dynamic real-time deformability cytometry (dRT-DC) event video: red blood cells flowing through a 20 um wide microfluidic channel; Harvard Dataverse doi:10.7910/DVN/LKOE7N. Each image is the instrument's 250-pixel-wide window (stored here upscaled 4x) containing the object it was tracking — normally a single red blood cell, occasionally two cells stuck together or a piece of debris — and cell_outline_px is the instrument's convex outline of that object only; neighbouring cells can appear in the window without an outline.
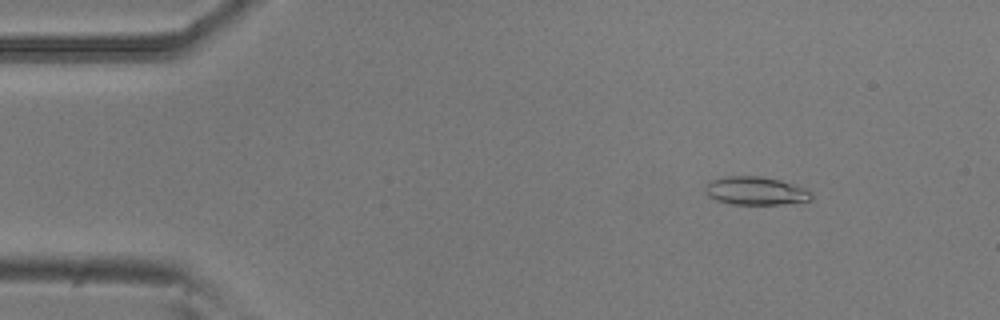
{"species": "common noctule bat (a hibernating species)", "species_latin": "Nyctalus noctula", "temperature_condition": "room temperature", "stored_images_in_passage": 52, "camera_frame_rate_fps": 3000, "um_per_image_px": 0.085, "animal": {"sex": "male", "body_mass_g": 20.5, "forearm_length_mm": 52.5}, "frame": {"image": 1, "passage_image": 6, "time_ms": 1.667, "image_size_px": [1000, 320], "cell_outline_px": [[812, 200], [780, 204], [732, 204], [716, 200], [708, 196], [704, 192], [704, 188], [708, 180], [728, 176], [760, 176], [780, 180], [804, 188], [812, 192]], "centroid_in_image_um": [64.18, 16.22], "position_along_channel_um": 20.8, "area_um2": 17.51}}
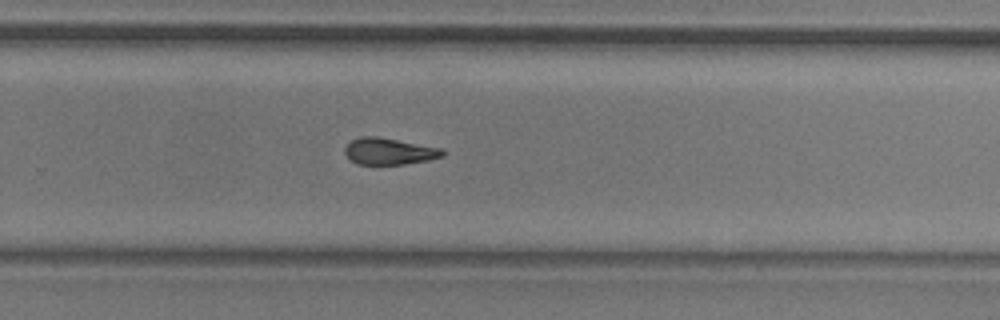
{"frame": {"image": 2, "passage_image": 34, "time_ms": 11.0, "image_size_px": [1000, 320], "cell_outline_px": [[444, 156], [428, 160], [404, 164], [356, 164], [344, 152], [344, 148], [352, 140], [360, 136], [376, 136], [440, 148], [444, 152]], "centroid_in_image_um": [33.05, 12.86], "position_along_channel_um": 296.7, "area_um2": 14.91}}
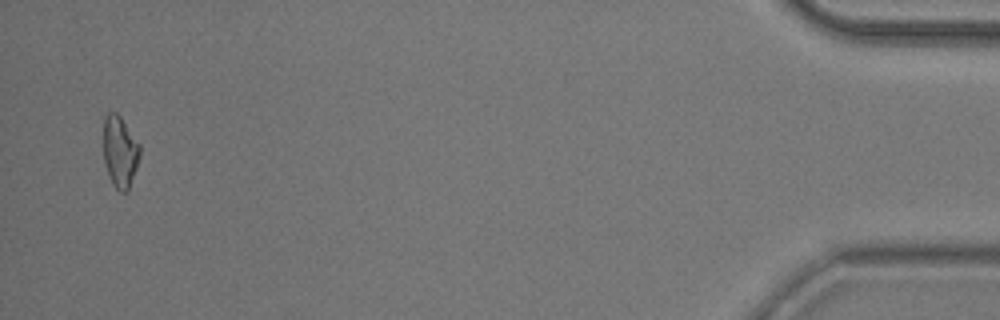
{"frame": {"image": 3, "passage_image": 51, "time_ms": 16.667, "image_size_px": [1000, 320], "cell_outline_px": [[140, 156], [128, 192], [120, 192], [112, 184], [104, 164], [104, 116], [108, 112], [116, 112], [120, 116], [140, 144]], "centroid_in_image_um": [10.2, 12.9], "position_along_channel_um": 425.0, "area_um2": 15.26}, "authors_computed_cell_mechanics": {"area_um2": 15.895, "velocity_mm_per_s": 3.8103, "shape_relaxation_time_tau1_ms": null, "shape_relaxation_time_tau2_ms": 4.5292, "deformation_change_tau1": null, "deformation_change_tau2": 0.123}}